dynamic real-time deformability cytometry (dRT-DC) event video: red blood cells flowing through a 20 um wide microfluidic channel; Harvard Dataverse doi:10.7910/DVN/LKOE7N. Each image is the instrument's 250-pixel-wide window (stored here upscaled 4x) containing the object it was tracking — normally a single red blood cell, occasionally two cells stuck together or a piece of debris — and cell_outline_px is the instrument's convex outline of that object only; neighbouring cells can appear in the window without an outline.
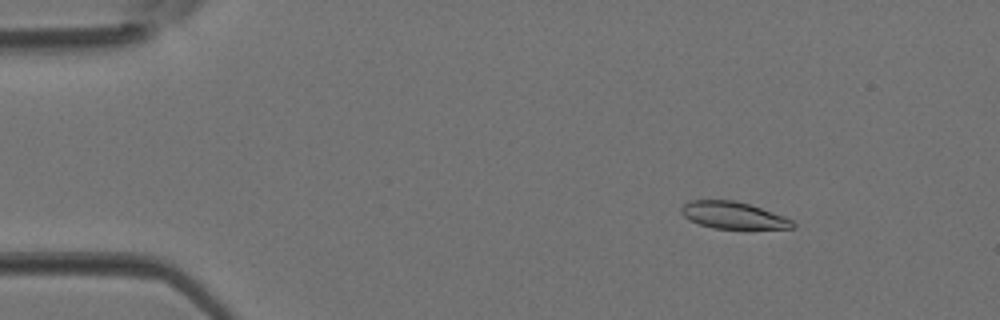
{"species": "Egyptian fruit bat (a non-hibernating species)", "species_latin": "Rousettus aegyptiacus", "temperature_condition": "room temperature", "stored_images_in_passage": 5, "camera_frame_rate_fps": 3000, "um_per_image_px": 0.085, "animal": {"sex": "female"}, "frame": {"image": 1, "passage_image": 2, "time_ms": 0.333, "image_size_px": [1000, 320], "cell_outline_px": [[796, 228], [712, 228], [700, 224], [684, 216], [680, 212], [680, 208], [684, 204], [692, 200], [736, 200], [784, 216], [792, 220], [796, 224]], "centroid_in_image_um": [62.32, 18.29], "position_along_channel_um": 22.7, "area_um2": 17.22}}
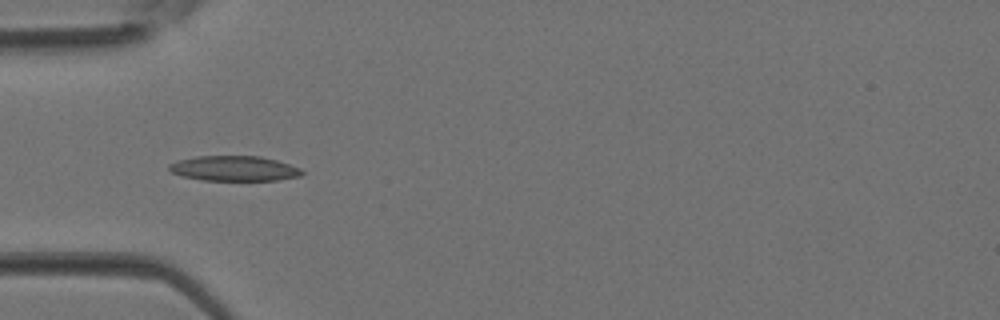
{"frame": {"image": 2, "passage_image": 4, "time_ms": 1.0, "image_size_px": [1000, 320], "cell_outline_px": [[304, 172], [300, 176], [276, 180], [200, 180], [180, 176], [172, 172], [168, 168], [168, 164], [176, 160], [196, 156], [260, 156], [276, 160], [300, 168]], "centroid_in_image_um": [19.85, 14.31], "position_along_channel_um": 65.2, "area_um2": 19.48}}